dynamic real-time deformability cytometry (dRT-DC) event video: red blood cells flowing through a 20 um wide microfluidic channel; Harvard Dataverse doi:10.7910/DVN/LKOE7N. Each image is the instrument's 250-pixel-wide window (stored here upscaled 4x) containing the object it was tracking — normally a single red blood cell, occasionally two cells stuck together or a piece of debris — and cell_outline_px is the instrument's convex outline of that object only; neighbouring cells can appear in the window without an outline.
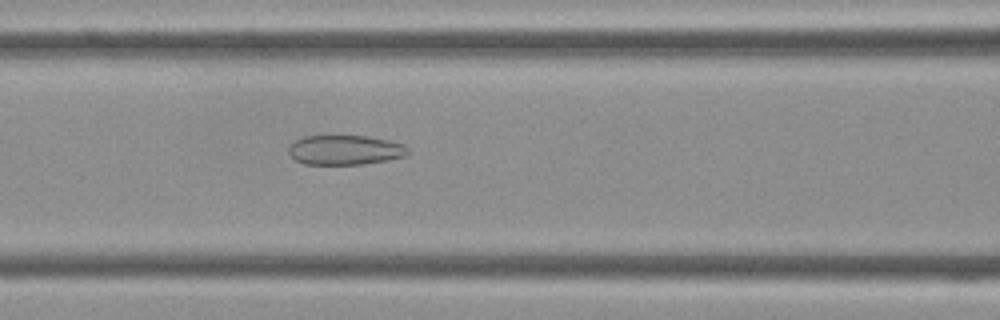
{"species": "Egyptian fruit bat (a non-hibernating species)", "species_latin": "Rousettus aegyptiacus", "temperature_condition": "cold", "stored_images_in_passage": 36, "camera_frame_rate_fps": 3000, "um_per_image_px": 0.085, "frame": {"image": 1, "passage_image": 15, "time_ms": 4.667, "image_size_px": [1000, 320], "cell_outline_px": [[408, 156], [388, 160], [364, 164], [304, 164], [296, 160], [288, 152], [288, 148], [296, 140], [304, 136], [368, 136], [388, 140], [404, 144], [408, 148]], "centroid_in_image_um": [29.37, 12.75], "position_along_channel_um": 137.2, "area_um2": 20.63}}
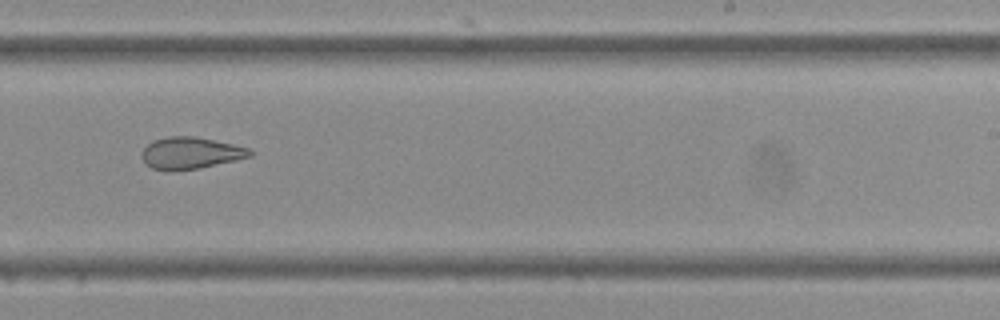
{"frame": {"image": 2, "passage_image": 24, "time_ms": 7.667, "image_size_px": [1000, 320], "cell_outline_px": [[252, 156], [236, 160], [200, 168], [152, 168], [140, 156], [144, 148], [152, 140], [168, 136], [192, 136], [232, 144], [248, 148], [252, 152]], "centroid_in_image_um": [16.21, 12.97], "position_along_channel_um": 272.8, "area_um2": 19.31}}
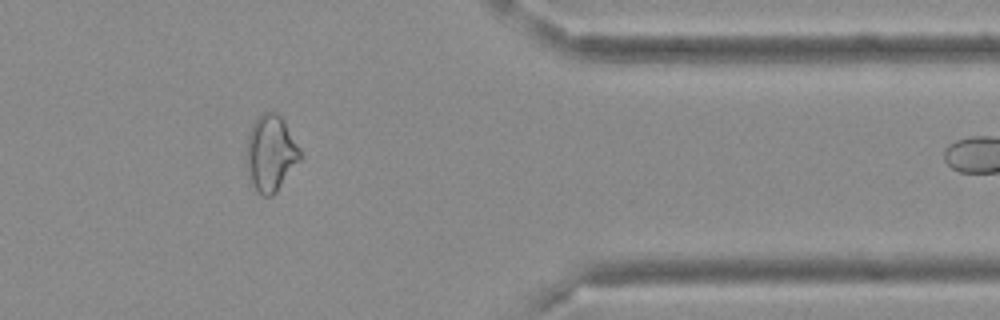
{"frame": {"image": 3, "passage_image": 33, "time_ms": 10.667, "image_size_px": [1000, 320], "cell_outline_px": [[300, 160], [276, 192], [272, 196], [264, 196], [256, 192], [248, 180], [248, 132], [256, 116], [264, 112], [276, 112], [284, 120], [300, 148]], "centroid_in_image_um": [23.01, 13.02], "position_along_channel_um": 388.4, "area_um2": 23.76}}